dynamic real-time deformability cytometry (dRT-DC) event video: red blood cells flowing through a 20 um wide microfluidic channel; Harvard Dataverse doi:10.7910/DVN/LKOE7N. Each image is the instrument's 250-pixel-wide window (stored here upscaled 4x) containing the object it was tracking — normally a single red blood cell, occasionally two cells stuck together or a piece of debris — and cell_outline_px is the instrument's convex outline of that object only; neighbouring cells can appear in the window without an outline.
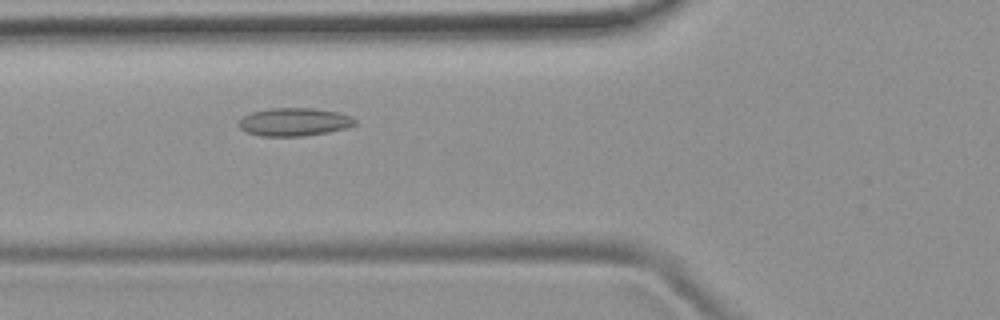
{"species": "common noctule bat (a hibernating species)", "species_latin": "Nyctalus noctula", "temperature_condition": "room temperature", "stored_images_in_passage": 47, "camera_frame_rate_fps": 3000, "um_per_image_px": 0.085, "animal": {"sex": "female", "body_mass_g": 19.9}, "frame": {"image": 1, "passage_image": 15, "time_ms": 4.667, "image_size_px": [1000, 320], "cell_outline_px": [[356, 124], [348, 128], [328, 132], [304, 136], [260, 136], [248, 132], [240, 128], [240, 120], [244, 116], [252, 112], [268, 108], [312, 108], [336, 112], [348, 116], [356, 120]], "centroid_in_image_um": [25.02, 10.37], "position_along_channel_um": 100.8, "area_um2": 18.84}}
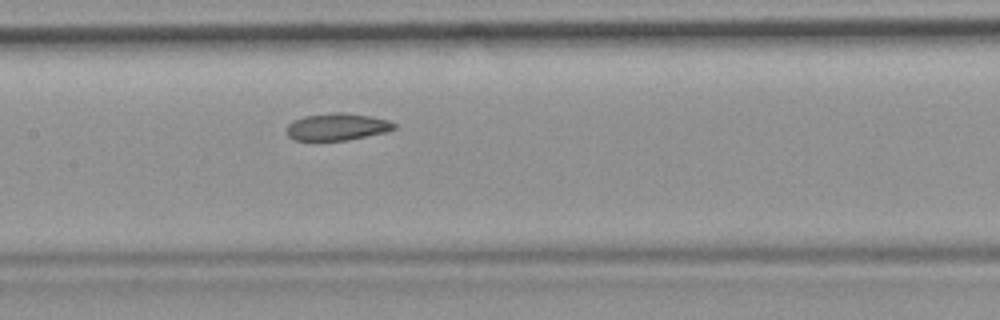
{"frame": {"image": 2, "passage_image": 21, "time_ms": 6.667, "image_size_px": [1000, 320], "cell_outline_px": [[396, 128], [388, 132], [348, 140], [292, 140], [288, 136], [288, 124], [304, 116], [332, 112], [344, 112], [372, 116], [388, 120], [396, 124]], "centroid_in_image_um": [28.71, 10.77], "position_along_channel_um": 178.7, "area_um2": 17.05}}
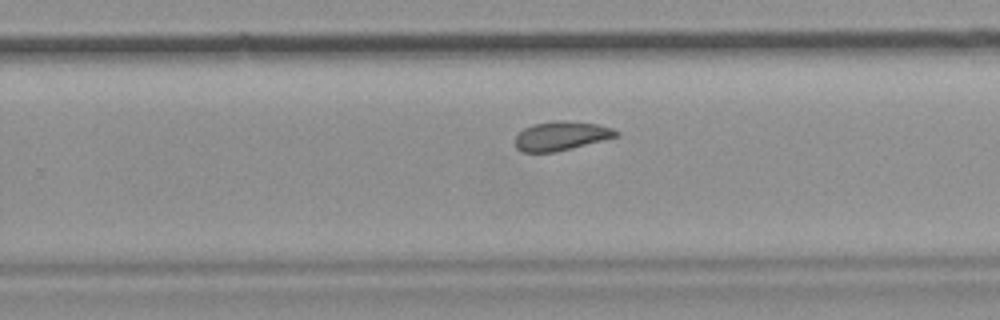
{"frame": {"image": 3, "passage_image": 29, "time_ms": 9.333, "image_size_px": [1000, 320], "cell_outline_px": [[620, 136], [556, 152], [524, 152], [516, 148], [516, 136], [524, 128], [532, 124], [556, 120], [564, 120], [596, 124], [612, 128], [620, 132]], "centroid_in_image_um": [47.72, 11.55], "position_along_channel_um": 282.1, "area_um2": 17.11}, "authors_computed_cell_mechanics": {"area_um2": 18.0914, "velocity_mm_per_s": 3.8996, "shape_relaxation_time_tau1_ms": null, "shape_relaxation_time_tau2_ms": 2.7653, "deformation_change_tau1": null, "deformation_change_tau2": 0.0886}}